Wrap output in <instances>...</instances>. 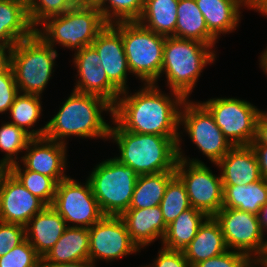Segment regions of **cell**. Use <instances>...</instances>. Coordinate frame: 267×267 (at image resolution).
I'll return each mask as SVG.
<instances>
[{
  "label": "cell",
  "mask_w": 267,
  "mask_h": 267,
  "mask_svg": "<svg viewBox=\"0 0 267 267\" xmlns=\"http://www.w3.org/2000/svg\"><path fill=\"white\" fill-rule=\"evenodd\" d=\"M160 90L156 84H144L133 94L121 92L112 118L133 133L181 137L179 113L185 98L176 91L168 95Z\"/></svg>",
  "instance_id": "obj_1"
},
{
  "label": "cell",
  "mask_w": 267,
  "mask_h": 267,
  "mask_svg": "<svg viewBox=\"0 0 267 267\" xmlns=\"http://www.w3.org/2000/svg\"><path fill=\"white\" fill-rule=\"evenodd\" d=\"M59 111L48 122L44 137L67 144L70 136L109 139L110 125L102 112L113 117V106L104 98L72 90Z\"/></svg>",
  "instance_id": "obj_2"
},
{
  "label": "cell",
  "mask_w": 267,
  "mask_h": 267,
  "mask_svg": "<svg viewBox=\"0 0 267 267\" xmlns=\"http://www.w3.org/2000/svg\"><path fill=\"white\" fill-rule=\"evenodd\" d=\"M109 137L116 142L119 162L131 167L139 175L175 171L178 161L177 141L180 136H160L124 130L113 118Z\"/></svg>",
  "instance_id": "obj_3"
},
{
  "label": "cell",
  "mask_w": 267,
  "mask_h": 267,
  "mask_svg": "<svg viewBox=\"0 0 267 267\" xmlns=\"http://www.w3.org/2000/svg\"><path fill=\"white\" fill-rule=\"evenodd\" d=\"M213 49L196 40L166 37L160 77L166 74L167 87L189 99L204 67L216 60Z\"/></svg>",
  "instance_id": "obj_4"
},
{
  "label": "cell",
  "mask_w": 267,
  "mask_h": 267,
  "mask_svg": "<svg viewBox=\"0 0 267 267\" xmlns=\"http://www.w3.org/2000/svg\"><path fill=\"white\" fill-rule=\"evenodd\" d=\"M35 32L53 48L56 44L75 52L93 43L106 27L97 7L74 6L66 13L47 18Z\"/></svg>",
  "instance_id": "obj_5"
},
{
  "label": "cell",
  "mask_w": 267,
  "mask_h": 267,
  "mask_svg": "<svg viewBox=\"0 0 267 267\" xmlns=\"http://www.w3.org/2000/svg\"><path fill=\"white\" fill-rule=\"evenodd\" d=\"M58 52L36 32L17 42L11 53V68L18 91L41 96L54 72Z\"/></svg>",
  "instance_id": "obj_6"
},
{
  "label": "cell",
  "mask_w": 267,
  "mask_h": 267,
  "mask_svg": "<svg viewBox=\"0 0 267 267\" xmlns=\"http://www.w3.org/2000/svg\"><path fill=\"white\" fill-rule=\"evenodd\" d=\"M122 35L130 73L143 84H156L161 75L166 36L157 34L137 21L112 24Z\"/></svg>",
  "instance_id": "obj_7"
},
{
  "label": "cell",
  "mask_w": 267,
  "mask_h": 267,
  "mask_svg": "<svg viewBox=\"0 0 267 267\" xmlns=\"http://www.w3.org/2000/svg\"><path fill=\"white\" fill-rule=\"evenodd\" d=\"M139 174L116 158L101 161L87 177L104 216H121L129 209Z\"/></svg>",
  "instance_id": "obj_8"
},
{
  "label": "cell",
  "mask_w": 267,
  "mask_h": 267,
  "mask_svg": "<svg viewBox=\"0 0 267 267\" xmlns=\"http://www.w3.org/2000/svg\"><path fill=\"white\" fill-rule=\"evenodd\" d=\"M181 140L179 137L177 141L178 161L175 173L185 185L191 207L207 216H214L223 203L221 175L213 174L201 160L186 157L181 149Z\"/></svg>",
  "instance_id": "obj_9"
},
{
  "label": "cell",
  "mask_w": 267,
  "mask_h": 267,
  "mask_svg": "<svg viewBox=\"0 0 267 267\" xmlns=\"http://www.w3.org/2000/svg\"><path fill=\"white\" fill-rule=\"evenodd\" d=\"M188 133L203 155L216 165L233 147L216 125L214 117L201 102L185 99L179 113V126Z\"/></svg>",
  "instance_id": "obj_10"
},
{
  "label": "cell",
  "mask_w": 267,
  "mask_h": 267,
  "mask_svg": "<svg viewBox=\"0 0 267 267\" xmlns=\"http://www.w3.org/2000/svg\"><path fill=\"white\" fill-rule=\"evenodd\" d=\"M202 104L233 146L250 145L256 136L259 109L239 98H212Z\"/></svg>",
  "instance_id": "obj_11"
},
{
  "label": "cell",
  "mask_w": 267,
  "mask_h": 267,
  "mask_svg": "<svg viewBox=\"0 0 267 267\" xmlns=\"http://www.w3.org/2000/svg\"><path fill=\"white\" fill-rule=\"evenodd\" d=\"M214 218L221 226L228 250L243 253L252 261L263 259L267 240L264 239L257 215L222 207Z\"/></svg>",
  "instance_id": "obj_12"
},
{
  "label": "cell",
  "mask_w": 267,
  "mask_h": 267,
  "mask_svg": "<svg viewBox=\"0 0 267 267\" xmlns=\"http://www.w3.org/2000/svg\"><path fill=\"white\" fill-rule=\"evenodd\" d=\"M51 207L63 217L69 227L90 228L104 216L89 181L86 179L84 185L70 176L57 183Z\"/></svg>",
  "instance_id": "obj_13"
},
{
  "label": "cell",
  "mask_w": 267,
  "mask_h": 267,
  "mask_svg": "<svg viewBox=\"0 0 267 267\" xmlns=\"http://www.w3.org/2000/svg\"><path fill=\"white\" fill-rule=\"evenodd\" d=\"M140 249L132 241L120 216H103L89 228V260L113 261Z\"/></svg>",
  "instance_id": "obj_14"
},
{
  "label": "cell",
  "mask_w": 267,
  "mask_h": 267,
  "mask_svg": "<svg viewBox=\"0 0 267 267\" xmlns=\"http://www.w3.org/2000/svg\"><path fill=\"white\" fill-rule=\"evenodd\" d=\"M47 205L8 170L0 183V221L26 226Z\"/></svg>",
  "instance_id": "obj_15"
},
{
  "label": "cell",
  "mask_w": 267,
  "mask_h": 267,
  "mask_svg": "<svg viewBox=\"0 0 267 267\" xmlns=\"http://www.w3.org/2000/svg\"><path fill=\"white\" fill-rule=\"evenodd\" d=\"M74 67L79 75L74 91L97 95L114 106L121 92L108 80L98 52L92 46H85L74 53Z\"/></svg>",
  "instance_id": "obj_16"
},
{
  "label": "cell",
  "mask_w": 267,
  "mask_h": 267,
  "mask_svg": "<svg viewBox=\"0 0 267 267\" xmlns=\"http://www.w3.org/2000/svg\"><path fill=\"white\" fill-rule=\"evenodd\" d=\"M67 144L52 141L45 137L32 138L20 157L27 170L52 177L57 183L66 179Z\"/></svg>",
  "instance_id": "obj_17"
},
{
  "label": "cell",
  "mask_w": 267,
  "mask_h": 267,
  "mask_svg": "<svg viewBox=\"0 0 267 267\" xmlns=\"http://www.w3.org/2000/svg\"><path fill=\"white\" fill-rule=\"evenodd\" d=\"M91 45L99 54L100 65L105 70L108 80L120 92L128 90L127 73H130V69L121 33L112 24H107Z\"/></svg>",
  "instance_id": "obj_18"
},
{
  "label": "cell",
  "mask_w": 267,
  "mask_h": 267,
  "mask_svg": "<svg viewBox=\"0 0 267 267\" xmlns=\"http://www.w3.org/2000/svg\"><path fill=\"white\" fill-rule=\"evenodd\" d=\"M216 166L220 169L222 185H247L262 178L250 145L233 146Z\"/></svg>",
  "instance_id": "obj_19"
},
{
  "label": "cell",
  "mask_w": 267,
  "mask_h": 267,
  "mask_svg": "<svg viewBox=\"0 0 267 267\" xmlns=\"http://www.w3.org/2000/svg\"><path fill=\"white\" fill-rule=\"evenodd\" d=\"M120 217L139 249H144L155 240L162 241L167 230L160 205L143 209L129 208Z\"/></svg>",
  "instance_id": "obj_20"
},
{
  "label": "cell",
  "mask_w": 267,
  "mask_h": 267,
  "mask_svg": "<svg viewBox=\"0 0 267 267\" xmlns=\"http://www.w3.org/2000/svg\"><path fill=\"white\" fill-rule=\"evenodd\" d=\"M67 227L63 217L53 207L46 206L29 220L25 235L37 254L44 258Z\"/></svg>",
  "instance_id": "obj_21"
},
{
  "label": "cell",
  "mask_w": 267,
  "mask_h": 267,
  "mask_svg": "<svg viewBox=\"0 0 267 267\" xmlns=\"http://www.w3.org/2000/svg\"><path fill=\"white\" fill-rule=\"evenodd\" d=\"M208 30L217 38L236 30L243 6L250 10L252 0H195Z\"/></svg>",
  "instance_id": "obj_22"
},
{
  "label": "cell",
  "mask_w": 267,
  "mask_h": 267,
  "mask_svg": "<svg viewBox=\"0 0 267 267\" xmlns=\"http://www.w3.org/2000/svg\"><path fill=\"white\" fill-rule=\"evenodd\" d=\"M227 250L219 222L214 216H208L183 252L188 263L193 267L198 262L220 255Z\"/></svg>",
  "instance_id": "obj_23"
},
{
  "label": "cell",
  "mask_w": 267,
  "mask_h": 267,
  "mask_svg": "<svg viewBox=\"0 0 267 267\" xmlns=\"http://www.w3.org/2000/svg\"><path fill=\"white\" fill-rule=\"evenodd\" d=\"M35 33L28 17L27 0H0V43L15 45Z\"/></svg>",
  "instance_id": "obj_24"
},
{
  "label": "cell",
  "mask_w": 267,
  "mask_h": 267,
  "mask_svg": "<svg viewBox=\"0 0 267 267\" xmlns=\"http://www.w3.org/2000/svg\"><path fill=\"white\" fill-rule=\"evenodd\" d=\"M175 37L202 42L215 47L217 38L208 30L195 0H179Z\"/></svg>",
  "instance_id": "obj_25"
},
{
  "label": "cell",
  "mask_w": 267,
  "mask_h": 267,
  "mask_svg": "<svg viewBox=\"0 0 267 267\" xmlns=\"http://www.w3.org/2000/svg\"><path fill=\"white\" fill-rule=\"evenodd\" d=\"M43 259L48 263L89 259V228L68 226Z\"/></svg>",
  "instance_id": "obj_26"
},
{
  "label": "cell",
  "mask_w": 267,
  "mask_h": 267,
  "mask_svg": "<svg viewBox=\"0 0 267 267\" xmlns=\"http://www.w3.org/2000/svg\"><path fill=\"white\" fill-rule=\"evenodd\" d=\"M267 202V179L247 185H223L222 207L238 209L257 215Z\"/></svg>",
  "instance_id": "obj_27"
},
{
  "label": "cell",
  "mask_w": 267,
  "mask_h": 267,
  "mask_svg": "<svg viewBox=\"0 0 267 267\" xmlns=\"http://www.w3.org/2000/svg\"><path fill=\"white\" fill-rule=\"evenodd\" d=\"M179 0H145L137 20L145 28L163 36H174Z\"/></svg>",
  "instance_id": "obj_28"
},
{
  "label": "cell",
  "mask_w": 267,
  "mask_h": 267,
  "mask_svg": "<svg viewBox=\"0 0 267 267\" xmlns=\"http://www.w3.org/2000/svg\"><path fill=\"white\" fill-rule=\"evenodd\" d=\"M208 216L193 207L183 211L167 226L162 239L163 248L183 251L196 236L199 226Z\"/></svg>",
  "instance_id": "obj_29"
},
{
  "label": "cell",
  "mask_w": 267,
  "mask_h": 267,
  "mask_svg": "<svg viewBox=\"0 0 267 267\" xmlns=\"http://www.w3.org/2000/svg\"><path fill=\"white\" fill-rule=\"evenodd\" d=\"M41 96L25 94L19 92L14 102L9 109L11 121L10 123L15 124L17 127L23 129L26 133H28L32 138H40L44 137L47 124L43 127L37 129L30 130L35 126L36 122L39 121L40 116L42 115V102Z\"/></svg>",
  "instance_id": "obj_30"
},
{
  "label": "cell",
  "mask_w": 267,
  "mask_h": 267,
  "mask_svg": "<svg viewBox=\"0 0 267 267\" xmlns=\"http://www.w3.org/2000/svg\"><path fill=\"white\" fill-rule=\"evenodd\" d=\"M175 175V171L139 175L129 208L143 209L160 205L168 182Z\"/></svg>",
  "instance_id": "obj_31"
},
{
  "label": "cell",
  "mask_w": 267,
  "mask_h": 267,
  "mask_svg": "<svg viewBox=\"0 0 267 267\" xmlns=\"http://www.w3.org/2000/svg\"><path fill=\"white\" fill-rule=\"evenodd\" d=\"M8 170L34 196L41 199L47 206H51L57 187V182L52 177L27 170L25 167H21L18 162L12 164Z\"/></svg>",
  "instance_id": "obj_32"
},
{
  "label": "cell",
  "mask_w": 267,
  "mask_h": 267,
  "mask_svg": "<svg viewBox=\"0 0 267 267\" xmlns=\"http://www.w3.org/2000/svg\"><path fill=\"white\" fill-rule=\"evenodd\" d=\"M32 137L23 129L10 122L2 123L0 127V150L5 156L0 159V165L9 168L17 163L18 153L25 151Z\"/></svg>",
  "instance_id": "obj_33"
},
{
  "label": "cell",
  "mask_w": 267,
  "mask_h": 267,
  "mask_svg": "<svg viewBox=\"0 0 267 267\" xmlns=\"http://www.w3.org/2000/svg\"><path fill=\"white\" fill-rule=\"evenodd\" d=\"M160 208L167 226L183 211L191 208L185 185L177 175L168 182Z\"/></svg>",
  "instance_id": "obj_34"
},
{
  "label": "cell",
  "mask_w": 267,
  "mask_h": 267,
  "mask_svg": "<svg viewBox=\"0 0 267 267\" xmlns=\"http://www.w3.org/2000/svg\"><path fill=\"white\" fill-rule=\"evenodd\" d=\"M145 0H100L97 7L107 24L137 21ZM107 3V4H106Z\"/></svg>",
  "instance_id": "obj_35"
},
{
  "label": "cell",
  "mask_w": 267,
  "mask_h": 267,
  "mask_svg": "<svg viewBox=\"0 0 267 267\" xmlns=\"http://www.w3.org/2000/svg\"><path fill=\"white\" fill-rule=\"evenodd\" d=\"M73 7V0H27L29 21L35 29L47 18L64 14Z\"/></svg>",
  "instance_id": "obj_36"
},
{
  "label": "cell",
  "mask_w": 267,
  "mask_h": 267,
  "mask_svg": "<svg viewBox=\"0 0 267 267\" xmlns=\"http://www.w3.org/2000/svg\"><path fill=\"white\" fill-rule=\"evenodd\" d=\"M41 257L25 239L0 257V267H40Z\"/></svg>",
  "instance_id": "obj_37"
},
{
  "label": "cell",
  "mask_w": 267,
  "mask_h": 267,
  "mask_svg": "<svg viewBox=\"0 0 267 267\" xmlns=\"http://www.w3.org/2000/svg\"><path fill=\"white\" fill-rule=\"evenodd\" d=\"M251 262L247 255L227 250L220 255L200 261L193 267H250Z\"/></svg>",
  "instance_id": "obj_38"
},
{
  "label": "cell",
  "mask_w": 267,
  "mask_h": 267,
  "mask_svg": "<svg viewBox=\"0 0 267 267\" xmlns=\"http://www.w3.org/2000/svg\"><path fill=\"white\" fill-rule=\"evenodd\" d=\"M26 239L25 227L0 221V257Z\"/></svg>",
  "instance_id": "obj_39"
},
{
  "label": "cell",
  "mask_w": 267,
  "mask_h": 267,
  "mask_svg": "<svg viewBox=\"0 0 267 267\" xmlns=\"http://www.w3.org/2000/svg\"><path fill=\"white\" fill-rule=\"evenodd\" d=\"M19 93L12 68L0 73V114L11 108L16 95Z\"/></svg>",
  "instance_id": "obj_40"
},
{
  "label": "cell",
  "mask_w": 267,
  "mask_h": 267,
  "mask_svg": "<svg viewBox=\"0 0 267 267\" xmlns=\"http://www.w3.org/2000/svg\"><path fill=\"white\" fill-rule=\"evenodd\" d=\"M153 262L143 267H191L183 251L168 250L163 247Z\"/></svg>",
  "instance_id": "obj_41"
},
{
  "label": "cell",
  "mask_w": 267,
  "mask_h": 267,
  "mask_svg": "<svg viewBox=\"0 0 267 267\" xmlns=\"http://www.w3.org/2000/svg\"><path fill=\"white\" fill-rule=\"evenodd\" d=\"M254 150L262 178L267 179V145L250 144Z\"/></svg>",
  "instance_id": "obj_42"
},
{
  "label": "cell",
  "mask_w": 267,
  "mask_h": 267,
  "mask_svg": "<svg viewBox=\"0 0 267 267\" xmlns=\"http://www.w3.org/2000/svg\"><path fill=\"white\" fill-rule=\"evenodd\" d=\"M13 45L0 43V73L11 67V53Z\"/></svg>",
  "instance_id": "obj_43"
},
{
  "label": "cell",
  "mask_w": 267,
  "mask_h": 267,
  "mask_svg": "<svg viewBox=\"0 0 267 267\" xmlns=\"http://www.w3.org/2000/svg\"><path fill=\"white\" fill-rule=\"evenodd\" d=\"M251 144L267 145V122L260 115L256 124V136Z\"/></svg>",
  "instance_id": "obj_44"
},
{
  "label": "cell",
  "mask_w": 267,
  "mask_h": 267,
  "mask_svg": "<svg viewBox=\"0 0 267 267\" xmlns=\"http://www.w3.org/2000/svg\"><path fill=\"white\" fill-rule=\"evenodd\" d=\"M40 267H96L89 259H83L76 262L68 263H48L43 258Z\"/></svg>",
  "instance_id": "obj_45"
},
{
  "label": "cell",
  "mask_w": 267,
  "mask_h": 267,
  "mask_svg": "<svg viewBox=\"0 0 267 267\" xmlns=\"http://www.w3.org/2000/svg\"><path fill=\"white\" fill-rule=\"evenodd\" d=\"M257 219L259 221L260 229L264 234V232L267 231V202L258 211Z\"/></svg>",
  "instance_id": "obj_46"
},
{
  "label": "cell",
  "mask_w": 267,
  "mask_h": 267,
  "mask_svg": "<svg viewBox=\"0 0 267 267\" xmlns=\"http://www.w3.org/2000/svg\"><path fill=\"white\" fill-rule=\"evenodd\" d=\"M250 9L267 16V0H252Z\"/></svg>",
  "instance_id": "obj_47"
},
{
  "label": "cell",
  "mask_w": 267,
  "mask_h": 267,
  "mask_svg": "<svg viewBox=\"0 0 267 267\" xmlns=\"http://www.w3.org/2000/svg\"><path fill=\"white\" fill-rule=\"evenodd\" d=\"M74 6L98 7L100 0H73Z\"/></svg>",
  "instance_id": "obj_48"
},
{
  "label": "cell",
  "mask_w": 267,
  "mask_h": 267,
  "mask_svg": "<svg viewBox=\"0 0 267 267\" xmlns=\"http://www.w3.org/2000/svg\"><path fill=\"white\" fill-rule=\"evenodd\" d=\"M262 55L260 56V67L263 69L265 74L267 75V47L264 50V52L261 53Z\"/></svg>",
  "instance_id": "obj_49"
},
{
  "label": "cell",
  "mask_w": 267,
  "mask_h": 267,
  "mask_svg": "<svg viewBox=\"0 0 267 267\" xmlns=\"http://www.w3.org/2000/svg\"><path fill=\"white\" fill-rule=\"evenodd\" d=\"M259 265L261 267H267V263H265L263 260H253L250 267H258Z\"/></svg>",
  "instance_id": "obj_50"
},
{
  "label": "cell",
  "mask_w": 267,
  "mask_h": 267,
  "mask_svg": "<svg viewBox=\"0 0 267 267\" xmlns=\"http://www.w3.org/2000/svg\"><path fill=\"white\" fill-rule=\"evenodd\" d=\"M8 171V168L5 166L0 165V183L4 176V174Z\"/></svg>",
  "instance_id": "obj_51"
},
{
  "label": "cell",
  "mask_w": 267,
  "mask_h": 267,
  "mask_svg": "<svg viewBox=\"0 0 267 267\" xmlns=\"http://www.w3.org/2000/svg\"><path fill=\"white\" fill-rule=\"evenodd\" d=\"M259 115L267 122V111L259 110Z\"/></svg>",
  "instance_id": "obj_52"
},
{
  "label": "cell",
  "mask_w": 267,
  "mask_h": 267,
  "mask_svg": "<svg viewBox=\"0 0 267 267\" xmlns=\"http://www.w3.org/2000/svg\"><path fill=\"white\" fill-rule=\"evenodd\" d=\"M265 263H267V250H266V253H265V255H264V257H263V259H262Z\"/></svg>",
  "instance_id": "obj_53"
}]
</instances>
